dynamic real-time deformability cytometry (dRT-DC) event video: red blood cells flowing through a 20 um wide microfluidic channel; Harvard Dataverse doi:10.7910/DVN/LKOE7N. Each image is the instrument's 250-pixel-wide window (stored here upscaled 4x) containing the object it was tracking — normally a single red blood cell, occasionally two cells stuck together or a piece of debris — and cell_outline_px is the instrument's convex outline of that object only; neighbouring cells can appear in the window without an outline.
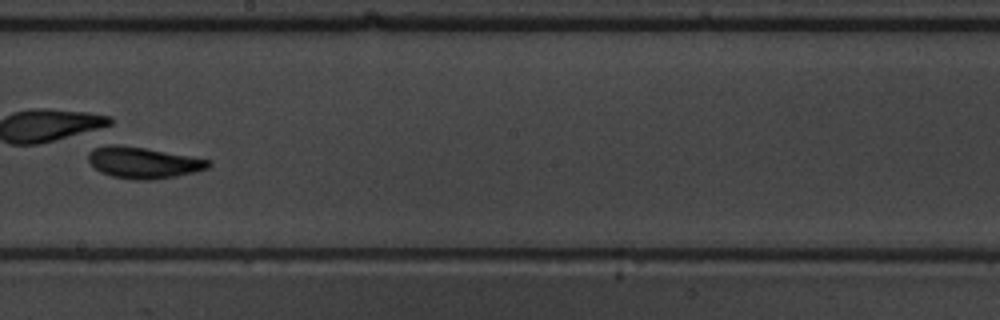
{"species": "common noctule bat (a hibernating species)", "species_latin": "Nyctalus noctula", "temperature_condition": "warm", "stored_images_in_passage": 8, "camera_frame_rate_fps": 3000, "um_per_image_px": 0.085, "animal": {"sex": "male", "body_mass_g": 19.5, "forearm_length_mm": 54.6}, "frame": {"image": 1, "passage_image": 6, "time_ms": 7.0, "image_size_px": [1000, 320], "cell_outline_px": [[212, 164], [208, 168], [196, 172], [176, 176], [152, 180], [136, 180], [112, 176], [100, 172], [88, 160], [88, 152], [92, 148], [108, 144], [116, 144], [144, 148], [192, 156], [212, 160]], "centroid_in_image_um": [12.2, 13.82], "position_along_channel_um": 236.0, "area_um2": 22.08}}
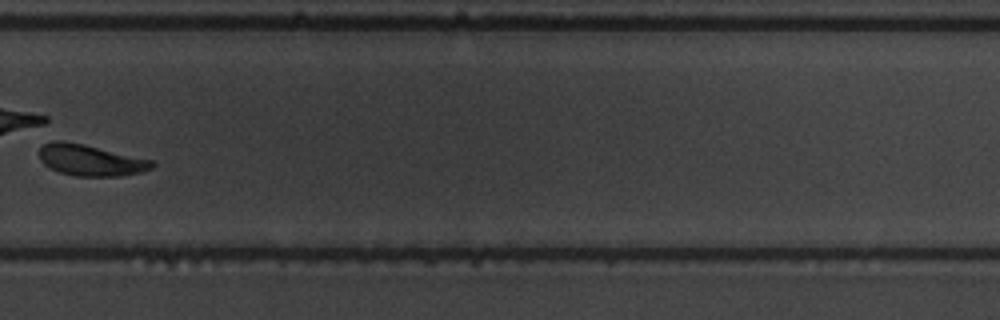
{"frame": {"image": 2, "passage_image": 8, "time_ms": 9.333, "image_size_px": [1000, 320], "cell_outline_px": [[156, 164], [152, 168], [144, 172], [120, 176], [76, 176], [60, 172], [44, 164], [40, 160], [40, 148], [44, 144], [52, 140], [64, 140], [84, 144], [156, 160]], "centroid_in_image_um": [7.76, 13.61], "position_along_channel_um": 322.0, "area_um2": 20.81}}